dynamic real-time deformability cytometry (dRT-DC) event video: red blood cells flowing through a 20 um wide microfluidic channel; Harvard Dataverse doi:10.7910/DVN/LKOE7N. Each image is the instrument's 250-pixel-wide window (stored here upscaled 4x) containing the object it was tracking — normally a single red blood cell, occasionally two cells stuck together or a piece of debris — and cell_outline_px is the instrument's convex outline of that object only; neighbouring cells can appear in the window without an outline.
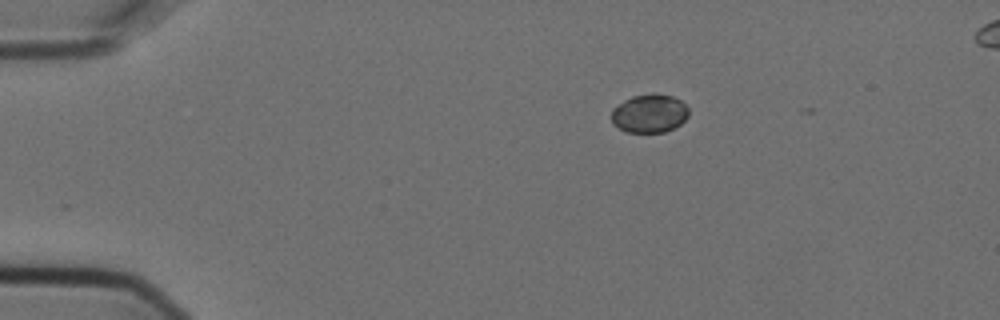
{"species": "Egyptian fruit bat (a non-hibernating species)", "species_latin": "Rousettus aegyptiacus", "temperature_condition": "cold", "stored_images_in_passage": 2, "camera_frame_rate_fps": 3000, "um_per_image_px": 0.085, "animal": {"sex": "female"}, "frame": {"image": 1, "passage_image": 1, "time_ms": 0.0, "image_size_px": [1000, 320], "cell_outline_px": [[688, 116], [680, 124], [664, 132], [628, 132], [612, 124], [612, 108], [624, 100], [632, 96], [652, 92], [656, 92], [672, 96], [680, 100], [688, 108]], "centroid_in_image_um": [55.19, 9.62], "position_along_channel_um": 29.8, "area_um2": 17.4}}